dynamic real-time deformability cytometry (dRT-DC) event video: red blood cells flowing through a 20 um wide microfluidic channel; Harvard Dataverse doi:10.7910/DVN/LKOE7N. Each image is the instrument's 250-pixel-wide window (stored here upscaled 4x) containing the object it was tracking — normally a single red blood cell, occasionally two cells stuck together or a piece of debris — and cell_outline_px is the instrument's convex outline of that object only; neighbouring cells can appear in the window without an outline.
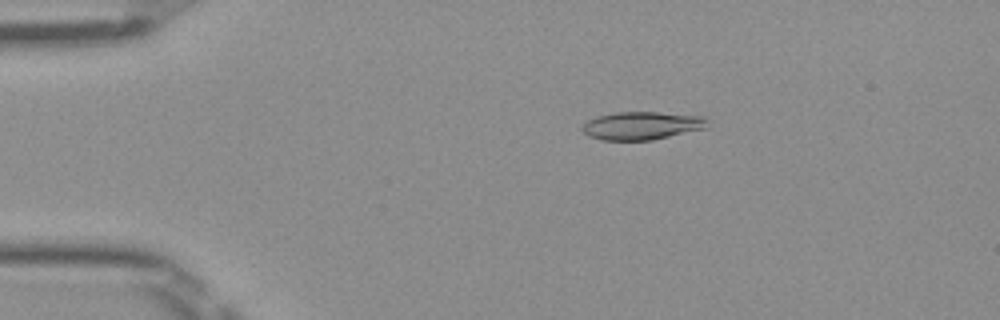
{"species": "Egyptian fruit bat (a non-hibernating species)", "species_latin": "Rousettus aegyptiacus", "temperature_condition": "room temperature", "stored_images_in_passage": 51, "camera_frame_rate_fps": 3000, "um_per_image_px": 0.085, "frame": {"image": 1, "passage_image": 10, "time_ms": 3.0, "image_size_px": [1000, 320], "cell_outline_px": [[708, 128], [652, 140], [600, 140], [588, 136], [580, 128], [588, 120], [596, 116], [616, 112], [656, 112], [704, 116], [708, 120]], "centroid_in_image_um": [54.57, 10.68], "position_along_channel_um": 30.4, "area_um2": 20.63}}
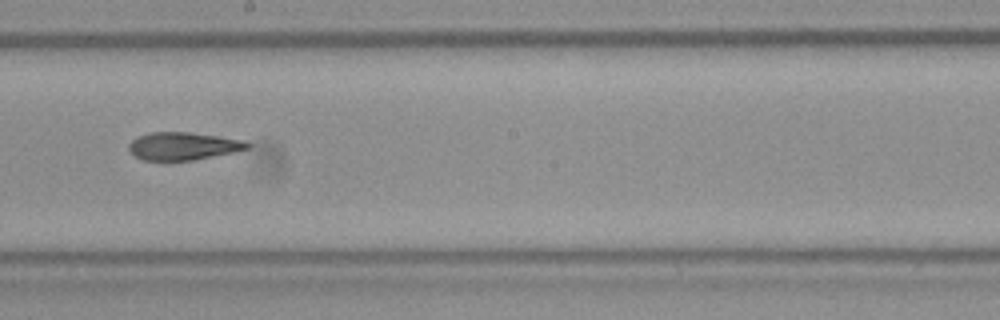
{"frame": {"image": 2, "passage_image": 29, "time_ms": 9.333, "image_size_px": [1000, 320], "cell_outline_px": [[252, 144], [248, 148], [236, 152], [192, 160], [144, 160], [136, 156], [128, 148], [128, 144], [136, 136], [152, 132], [188, 132], [220, 136], [244, 140]], "centroid_in_image_um": [15.59, 12.4], "position_along_channel_um": 232.6, "area_um2": 19.19}}
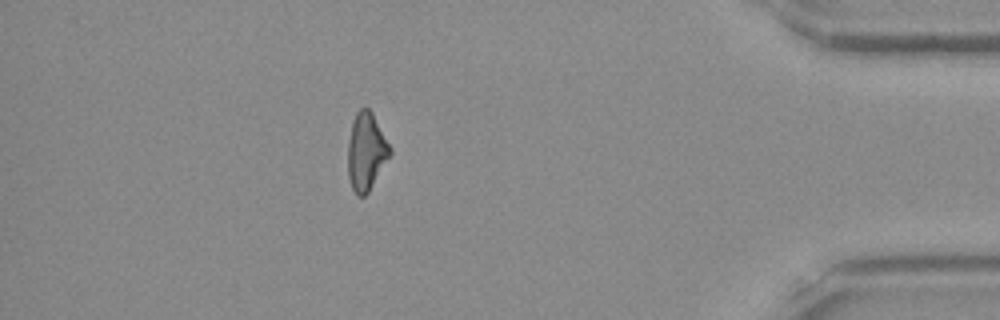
{"frame": {"image": 3, "passage_image": 45, "time_ms": 14.667, "image_size_px": [1000, 320], "cell_outline_px": [[392, 152], [368, 192], [364, 196], [356, 196], [352, 188], [348, 176], [348, 140], [352, 120], [356, 112], [360, 108], [368, 108], [372, 112], [392, 148]], "centroid_in_image_um": [31.12, 12.87], "position_along_channel_um": 404.1, "area_um2": 19.07}, "authors_computed_cell_mechanics": {"area_um2": 19.7676, "velocity_mm_per_s": 4.0425, "shape_relaxation_time_tau1_ms": null, "shape_relaxation_time_tau2_ms": 3.7255, "deformation_change_tau1": null, "deformation_change_tau2": 0.1221}}